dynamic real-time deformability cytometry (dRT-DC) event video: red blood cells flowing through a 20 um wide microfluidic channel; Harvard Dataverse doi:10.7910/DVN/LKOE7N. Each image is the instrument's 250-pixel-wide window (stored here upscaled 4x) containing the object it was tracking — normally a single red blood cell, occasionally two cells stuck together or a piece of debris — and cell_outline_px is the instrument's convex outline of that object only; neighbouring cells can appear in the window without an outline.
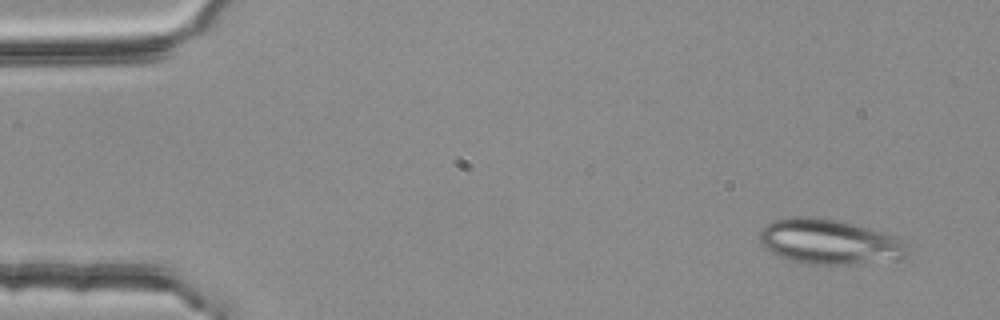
{"species": "common noctule bat (a hibernating species)", "species_latin": "Nyctalus noctula", "temperature_condition": "room temperature", "stored_images_in_passage": 3, "camera_frame_rate_fps": 3000, "um_per_image_px": 0.085, "animal": {"sex": "female", "body_mass_g": 25.1}, "frame": {"image": 1, "passage_image": 1, "time_ms": 0.0, "image_size_px": [1000, 320], "cell_outline_px": [[908, 256], [904, 260], [852, 264], [808, 264], [788, 260], [772, 252], [760, 244], [760, 232], [772, 220], [796, 216], [816, 216], [840, 220], [884, 232], [904, 240], [908, 244]], "centroid_in_image_um": [70.57, 20.55], "position_along_channel_um": 14.4, "area_um2": 39.42}}